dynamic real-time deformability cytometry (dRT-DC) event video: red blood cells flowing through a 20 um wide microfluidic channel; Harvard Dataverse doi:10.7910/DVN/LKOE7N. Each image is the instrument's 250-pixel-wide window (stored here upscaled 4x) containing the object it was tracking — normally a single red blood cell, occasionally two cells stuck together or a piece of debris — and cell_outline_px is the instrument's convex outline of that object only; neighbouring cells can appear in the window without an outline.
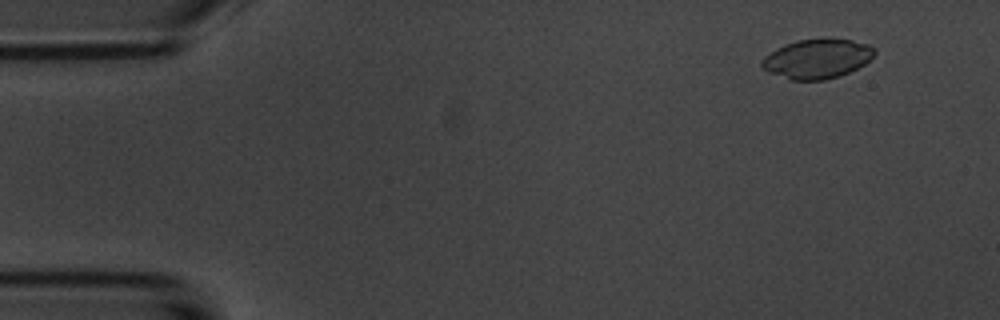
{"species": "common noctule bat (a hibernating species)", "species_latin": "Nyctalus noctula", "temperature_condition": "room temperature", "stored_images_in_passage": 5, "camera_frame_rate_fps": 3000, "um_per_image_px": 0.085, "animal": {"sex": "male", "body_mass_g": 20.1, "forearm_length_mm": 53.5}, "frame": {"image": 1, "passage_image": 2, "time_ms": 1.333, "image_size_px": [1000, 320], "cell_outline_px": [[876, 52], [864, 64], [840, 76], [824, 80], [792, 80], [768, 72], [760, 64], [760, 60], [764, 56], [776, 48], [784, 44], [796, 40], [824, 36], [852, 40], [868, 44], [876, 48]], "centroid_in_image_um": [69.45, 4.95], "position_along_channel_um": 15.6, "area_um2": 26.41}}